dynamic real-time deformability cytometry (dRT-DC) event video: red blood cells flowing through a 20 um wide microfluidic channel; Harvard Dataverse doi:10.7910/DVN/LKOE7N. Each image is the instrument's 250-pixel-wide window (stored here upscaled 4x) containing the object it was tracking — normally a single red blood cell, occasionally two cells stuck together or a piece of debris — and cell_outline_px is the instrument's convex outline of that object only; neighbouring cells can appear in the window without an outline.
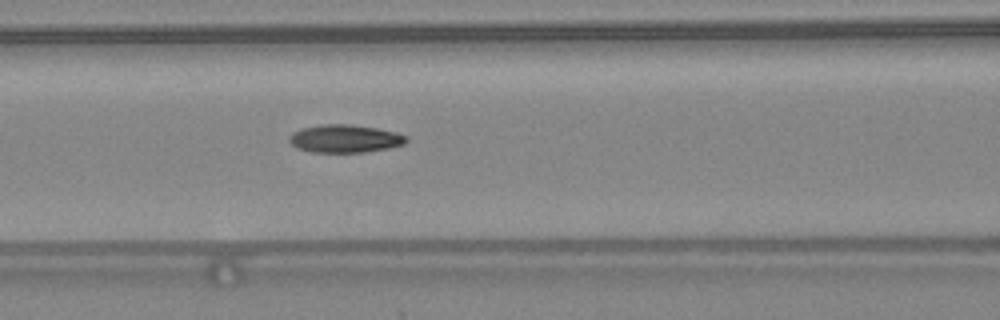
{"species": "common noctule bat (a hibernating species)", "species_latin": "Nyctalus noctula", "temperature_condition": "warm", "stored_images_in_passage": 39, "camera_frame_rate_fps": 3000, "um_per_image_px": 0.085, "animal": {"sex": "female", "body_mass_g": 24.6, "forearm_length_mm": 56.2}, "frame": {"image": 1, "passage_image": 17, "time_ms": 5.333, "image_size_px": [1000, 320], "cell_outline_px": [[408, 140], [404, 144], [388, 148], [364, 152], [312, 152], [296, 148], [288, 140], [288, 136], [292, 132], [304, 128], [320, 124], [348, 124], [376, 128], [396, 132], [408, 136]], "centroid_in_image_um": [29.31, 11.78], "position_along_channel_um": 137.3, "area_um2": 19.07}}